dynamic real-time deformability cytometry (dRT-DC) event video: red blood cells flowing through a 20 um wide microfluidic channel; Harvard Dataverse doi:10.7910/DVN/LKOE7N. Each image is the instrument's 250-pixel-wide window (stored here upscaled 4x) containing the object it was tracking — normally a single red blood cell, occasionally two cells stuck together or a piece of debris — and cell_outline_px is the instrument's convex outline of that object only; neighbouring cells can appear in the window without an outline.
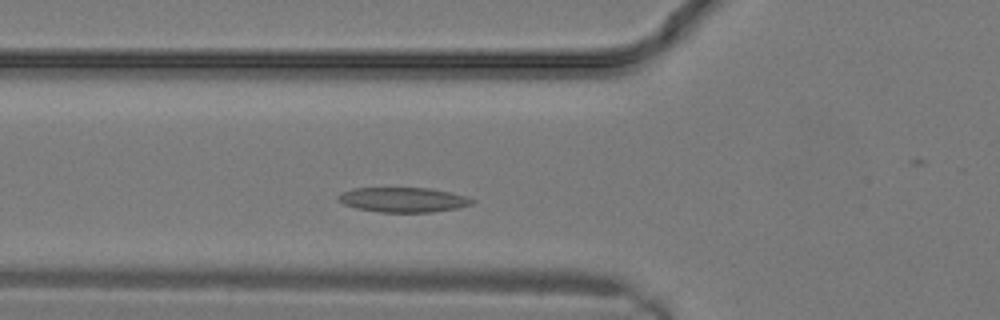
{"species": "common noctule bat (a hibernating species)", "species_latin": "Nyctalus noctula", "temperature_condition": "warm", "stored_images_in_passage": 9, "camera_frame_rate_fps": 3000, "um_per_image_px": 0.085, "animal": {"sex": "male", "body_mass_g": 19.2, "forearm_length_mm": 51.8}, "frame": {"image": 1, "passage_image": 4, "time_ms": 1.0, "image_size_px": [1000, 320], "cell_outline_px": [[476, 200], [472, 204], [456, 208], [432, 212], [380, 212], [356, 208], [344, 204], [336, 196], [352, 188], [428, 188], [448, 192], [464, 196]], "centroid_in_image_um": [34.26, 16.98], "position_along_channel_um": 91.5, "area_um2": 19.07}}
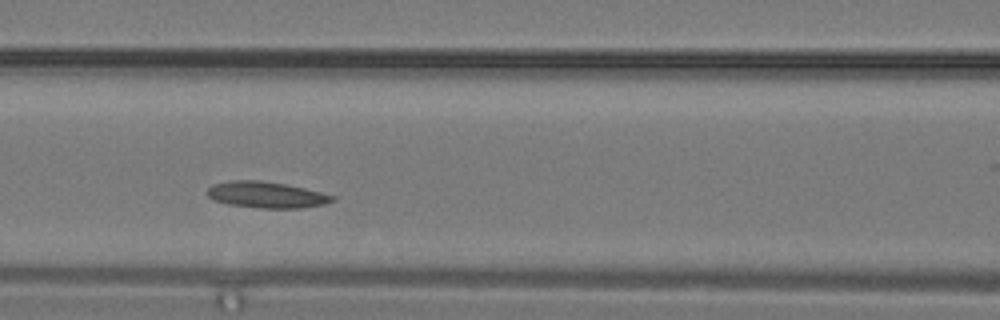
{"frame": {"image": 2, "passage_image": 6, "time_ms": 1.667, "image_size_px": [1000, 320], "cell_outline_px": [[336, 200], [324, 204], [300, 208], [256, 208], [228, 204], [216, 200], [208, 196], [208, 188], [212, 184], [232, 180], [260, 180], [284, 184], [304, 188], [336, 196]], "centroid_in_image_um": [22.66, 16.56], "position_along_channel_um": 143.9, "area_um2": 19.07}}
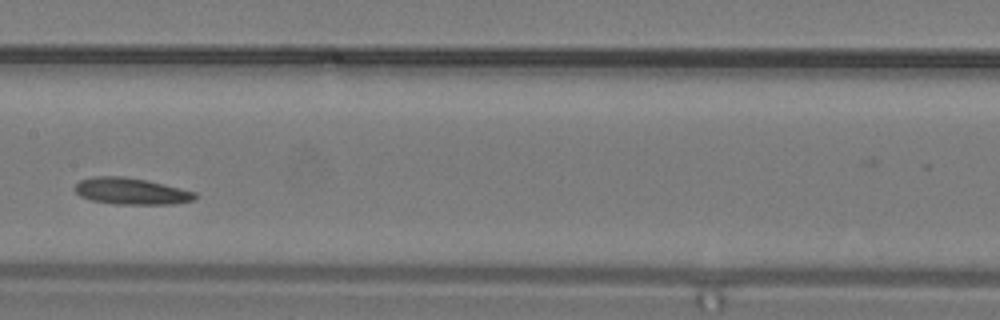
{"frame": {"image": 3, "passage_image": 8, "time_ms": 2.333, "image_size_px": [1000, 320], "cell_outline_px": [[200, 196], [192, 200], [172, 204], [116, 204], [92, 200], [80, 196], [72, 188], [80, 180], [92, 176], [124, 176], [148, 180], [196, 192]], "centroid_in_image_um": [11.14, 16.24], "position_along_channel_um": 196.3, "area_um2": 18.73}}